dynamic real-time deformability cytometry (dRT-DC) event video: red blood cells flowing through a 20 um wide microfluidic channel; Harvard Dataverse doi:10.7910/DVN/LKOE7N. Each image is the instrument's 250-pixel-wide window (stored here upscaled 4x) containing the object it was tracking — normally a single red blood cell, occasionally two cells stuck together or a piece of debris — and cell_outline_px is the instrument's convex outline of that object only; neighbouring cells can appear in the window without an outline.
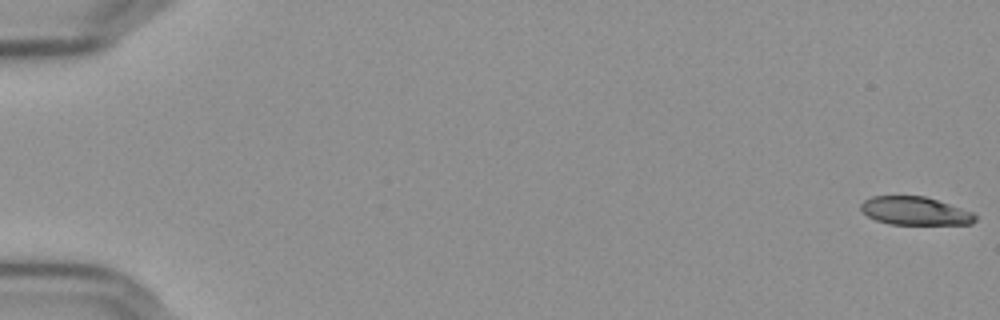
{"species": "Egyptian fruit bat (a non-hibernating species)", "species_latin": "Rousettus aegyptiacus", "temperature_condition": "cold", "stored_images_in_passage": 57, "camera_frame_rate_fps": 3000, "um_per_image_px": 0.085, "frame": {"image": 1, "passage_image": 1, "time_ms": 0.0, "image_size_px": [1000, 320], "cell_outline_px": [[976, 220], [972, 224], [888, 224], [876, 220], [868, 216], [860, 208], [860, 204], [864, 200], [872, 196], [924, 196], [972, 212], [976, 216]], "centroid_in_image_um": [77.75, 17.93], "position_along_channel_um": 7.3, "area_um2": 18.61}}
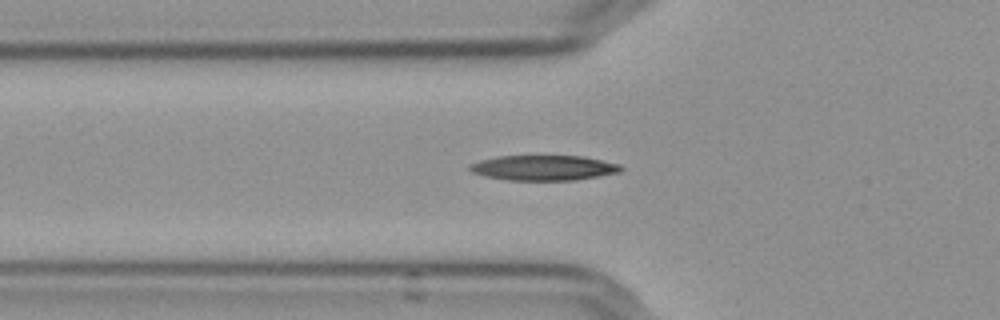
{"frame": {"image": 2, "passage_image": 21, "time_ms": 6.667, "image_size_px": [1000, 320], "cell_outline_px": [[624, 168], [620, 172], [576, 180], [508, 180], [484, 176], [472, 172], [468, 168], [468, 164], [480, 160], [496, 156], [580, 156], [620, 164]], "centroid_in_image_um": [46.17, 14.26], "position_along_channel_um": 79.6, "area_um2": 22.14}}
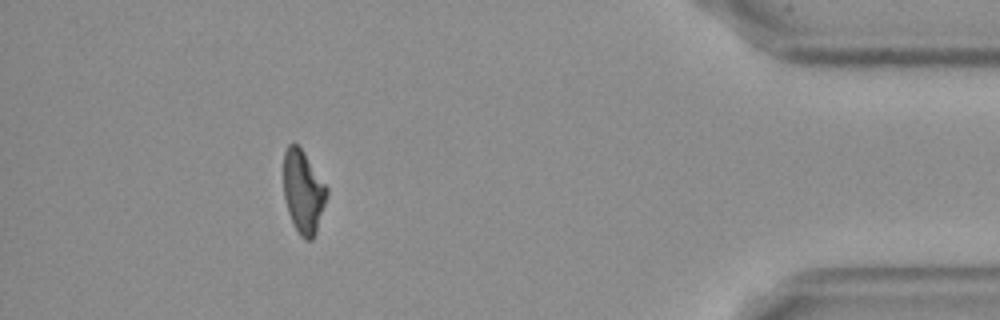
{"frame": {"image": 3, "passage_image": 52, "time_ms": 17.0, "image_size_px": [1000, 320], "cell_outline_px": [[328, 192], [316, 232], [312, 240], [304, 240], [300, 236], [292, 224], [288, 212], [284, 196], [284, 152], [288, 144], [296, 144], [300, 148], [328, 188]], "centroid_in_image_um": [25.76, 16.34], "position_along_channel_um": 409.4, "area_um2": 20.63}, "authors_computed_cell_mechanics": {"area_um2": 21.2126, "velocity_mm_per_s": 3.6376, "shape_relaxation_time_tau1_ms": 4.257, "shape_relaxation_time_tau2_ms": 7.8696, "deformation_change_tau1": 0.1689, "deformation_change_tau2": 0.1761}}